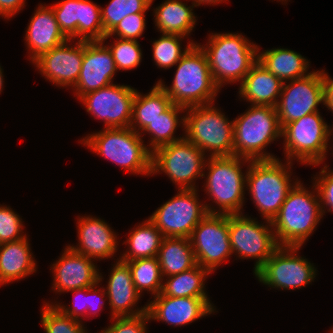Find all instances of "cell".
Masks as SVG:
<instances>
[{"mask_svg": "<svg viewBox=\"0 0 333 333\" xmlns=\"http://www.w3.org/2000/svg\"><path fill=\"white\" fill-rule=\"evenodd\" d=\"M99 270V282L106 291L108 298V308L110 311L109 320L112 317L137 316L147 312V302L141 303L142 296L137 292L132 280L129 265L120 259L111 263L107 275ZM104 275V276H103Z\"/></svg>", "mask_w": 333, "mask_h": 333, "instance_id": "cell-22", "label": "cell"}, {"mask_svg": "<svg viewBox=\"0 0 333 333\" xmlns=\"http://www.w3.org/2000/svg\"><path fill=\"white\" fill-rule=\"evenodd\" d=\"M31 14L25 30L24 44L27 60L31 63L39 55L64 43L67 38L61 32L55 14L49 4L39 3Z\"/></svg>", "mask_w": 333, "mask_h": 333, "instance_id": "cell-24", "label": "cell"}, {"mask_svg": "<svg viewBox=\"0 0 333 333\" xmlns=\"http://www.w3.org/2000/svg\"><path fill=\"white\" fill-rule=\"evenodd\" d=\"M136 89L131 85L113 83L83 95L82 104L94 120L103 122L104 128H127L132 119V103Z\"/></svg>", "mask_w": 333, "mask_h": 333, "instance_id": "cell-16", "label": "cell"}, {"mask_svg": "<svg viewBox=\"0 0 333 333\" xmlns=\"http://www.w3.org/2000/svg\"><path fill=\"white\" fill-rule=\"evenodd\" d=\"M198 45L205 52L215 84L222 90L226 85L241 83L258 61V43L243 32H210Z\"/></svg>", "mask_w": 333, "mask_h": 333, "instance_id": "cell-2", "label": "cell"}, {"mask_svg": "<svg viewBox=\"0 0 333 333\" xmlns=\"http://www.w3.org/2000/svg\"><path fill=\"white\" fill-rule=\"evenodd\" d=\"M212 273L197 264L190 270L163 278L161 294L171 297H209L206 282Z\"/></svg>", "mask_w": 333, "mask_h": 333, "instance_id": "cell-33", "label": "cell"}, {"mask_svg": "<svg viewBox=\"0 0 333 333\" xmlns=\"http://www.w3.org/2000/svg\"><path fill=\"white\" fill-rule=\"evenodd\" d=\"M302 248L280 246L253 274L254 278L268 290L296 291L312 285L319 275L318 266L301 256Z\"/></svg>", "mask_w": 333, "mask_h": 333, "instance_id": "cell-11", "label": "cell"}, {"mask_svg": "<svg viewBox=\"0 0 333 333\" xmlns=\"http://www.w3.org/2000/svg\"><path fill=\"white\" fill-rule=\"evenodd\" d=\"M197 264L212 274L233 258L228 214H207L190 237Z\"/></svg>", "mask_w": 333, "mask_h": 333, "instance_id": "cell-14", "label": "cell"}, {"mask_svg": "<svg viewBox=\"0 0 333 333\" xmlns=\"http://www.w3.org/2000/svg\"><path fill=\"white\" fill-rule=\"evenodd\" d=\"M319 107L324 109L322 69H313L310 74L304 77L283 82L276 105L281 128L307 114L319 112Z\"/></svg>", "mask_w": 333, "mask_h": 333, "instance_id": "cell-15", "label": "cell"}, {"mask_svg": "<svg viewBox=\"0 0 333 333\" xmlns=\"http://www.w3.org/2000/svg\"><path fill=\"white\" fill-rule=\"evenodd\" d=\"M210 297H171L161 293L147 300L150 321L173 327H185L218 313Z\"/></svg>", "mask_w": 333, "mask_h": 333, "instance_id": "cell-21", "label": "cell"}, {"mask_svg": "<svg viewBox=\"0 0 333 333\" xmlns=\"http://www.w3.org/2000/svg\"><path fill=\"white\" fill-rule=\"evenodd\" d=\"M295 164L281 158L250 161L246 173V194L262 219L272 222L289 191L301 179L293 172Z\"/></svg>", "mask_w": 333, "mask_h": 333, "instance_id": "cell-5", "label": "cell"}, {"mask_svg": "<svg viewBox=\"0 0 333 333\" xmlns=\"http://www.w3.org/2000/svg\"><path fill=\"white\" fill-rule=\"evenodd\" d=\"M110 323L96 333H149L148 313L137 316L112 317Z\"/></svg>", "mask_w": 333, "mask_h": 333, "instance_id": "cell-41", "label": "cell"}, {"mask_svg": "<svg viewBox=\"0 0 333 333\" xmlns=\"http://www.w3.org/2000/svg\"><path fill=\"white\" fill-rule=\"evenodd\" d=\"M311 183V186L306 185L300 179L289 191L279 213L272 220L279 246L304 247L324 220L317 188Z\"/></svg>", "mask_w": 333, "mask_h": 333, "instance_id": "cell-3", "label": "cell"}, {"mask_svg": "<svg viewBox=\"0 0 333 333\" xmlns=\"http://www.w3.org/2000/svg\"><path fill=\"white\" fill-rule=\"evenodd\" d=\"M246 213L228 214L229 240L234 260H255L253 274L280 247L272 222Z\"/></svg>", "mask_w": 333, "mask_h": 333, "instance_id": "cell-12", "label": "cell"}, {"mask_svg": "<svg viewBox=\"0 0 333 333\" xmlns=\"http://www.w3.org/2000/svg\"><path fill=\"white\" fill-rule=\"evenodd\" d=\"M118 73L109 48L102 41H84V56L76 84L70 89L79 100L83 95L114 83Z\"/></svg>", "mask_w": 333, "mask_h": 333, "instance_id": "cell-23", "label": "cell"}, {"mask_svg": "<svg viewBox=\"0 0 333 333\" xmlns=\"http://www.w3.org/2000/svg\"><path fill=\"white\" fill-rule=\"evenodd\" d=\"M79 144L131 175L151 177L152 152L132 128H101L84 135Z\"/></svg>", "mask_w": 333, "mask_h": 333, "instance_id": "cell-4", "label": "cell"}, {"mask_svg": "<svg viewBox=\"0 0 333 333\" xmlns=\"http://www.w3.org/2000/svg\"><path fill=\"white\" fill-rule=\"evenodd\" d=\"M250 161L238 156L207 158L201 190L206 194L204 202L208 214L245 213L246 173Z\"/></svg>", "mask_w": 333, "mask_h": 333, "instance_id": "cell-1", "label": "cell"}, {"mask_svg": "<svg viewBox=\"0 0 333 333\" xmlns=\"http://www.w3.org/2000/svg\"><path fill=\"white\" fill-rule=\"evenodd\" d=\"M109 38L110 43L107 41ZM102 42L111 51L117 71H133L141 65L144 56L139 41L121 39L106 34Z\"/></svg>", "mask_w": 333, "mask_h": 333, "instance_id": "cell-36", "label": "cell"}, {"mask_svg": "<svg viewBox=\"0 0 333 333\" xmlns=\"http://www.w3.org/2000/svg\"><path fill=\"white\" fill-rule=\"evenodd\" d=\"M67 293H71L73 295L72 304H65V302L58 300L53 304V306H55L64 315L70 316L86 324L85 321L87 320L88 310L87 288H81Z\"/></svg>", "mask_w": 333, "mask_h": 333, "instance_id": "cell-43", "label": "cell"}, {"mask_svg": "<svg viewBox=\"0 0 333 333\" xmlns=\"http://www.w3.org/2000/svg\"><path fill=\"white\" fill-rule=\"evenodd\" d=\"M11 206L0 204V244L25 238L24 219Z\"/></svg>", "mask_w": 333, "mask_h": 333, "instance_id": "cell-39", "label": "cell"}, {"mask_svg": "<svg viewBox=\"0 0 333 333\" xmlns=\"http://www.w3.org/2000/svg\"><path fill=\"white\" fill-rule=\"evenodd\" d=\"M157 259L163 278L190 270L197 265L190 238L164 237Z\"/></svg>", "mask_w": 333, "mask_h": 333, "instance_id": "cell-32", "label": "cell"}, {"mask_svg": "<svg viewBox=\"0 0 333 333\" xmlns=\"http://www.w3.org/2000/svg\"><path fill=\"white\" fill-rule=\"evenodd\" d=\"M84 56V40L67 39L31 62L46 82L71 89L77 82Z\"/></svg>", "mask_w": 333, "mask_h": 333, "instance_id": "cell-18", "label": "cell"}, {"mask_svg": "<svg viewBox=\"0 0 333 333\" xmlns=\"http://www.w3.org/2000/svg\"><path fill=\"white\" fill-rule=\"evenodd\" d=\"M282 86L283 82L257 61L243 81L238 84L239 88L236 96L248 105L276 107Z\"/></svg>", "mask_w": 333, "mask_h": 333, "instance_id": "cell-27", "label": "cell"}, {"mask_svg": "<svg viewBox=\"0 0 333 333\" xmlns=\"http://www.w3.org/2000/svg\"><path fill=\"white\" fill-rule=\"evenodd\" d=\"M207 158L185 138L160 146L152 152L151 177L163 174L176 189H199L198 181L203 179Z\"/></svg>", "mask_w": 333, "mask_h": 333, "instance_id": "cell-10", "label": "cell"}, {"mask_svg": "<svg viewBox=\"0 0 333 333\" xmlns=\"http://www.w3.org/2000/svg\"><path fill=\"white\" fill-rule=\"evenodd\" d=\"M192 3H194L197 8L199 6H217V5H220L222 3H225L227 4L229 2V0H190Z\"/></svg>", "mask_w": 333, "mask_h": 333, "instance_id": "cell-47", "label": "cell"}, {"mask_svg": "<svg viewBox=\"0 0 333 333\" xmlns=\"http://www.w3.org/2000/svg\"><path fill=\"white\" fill-rule=\"evenodd\" d=\"M318 166L321 169L311 176L310 181L317 188L324 217L328 212L333 214V169L325 162L313 165L314 168Z\"/></svg>", "mask_w": 333, "mask_h": 333, "instance_id": "cell-40", "label": "cell"}, {"mask_svg": "<svg viewBox=\"0 0 333 333\" xmlns=\"http://www.w3.org/2000/svg\"><path fill=\"white\" fill-rule=\"evenodd\" d=\"M216 102L185 109L184 138L207 157L233 156L234 129L223 108Z\"/></svg>", "mask_w": 333, "mask_h": 333, "instance_id": "cell-8", "label": "cell"}, {"mask_svg": "<svg viewBox=\"0 0 333 333\" xmlns=\"http://www.w3.org/2000/svg\"><path fill=\"white\" fill-rule=\"evenodd\" d=\"M269 1H271V0H269ZM272 1H276V2H280L281 4H283V5H285L286 6V4H288L289 2H291L290 0H272Z\"/></svg>", "mask_w": 333, "mask_h": 333, "instance_id": "cell-50", "label": "cell"}, {"mask_svg": "<svg viewBox=\"0 0 333 333\" xmlns=\"http://www.w3.org/2000/svg\"><path fill=\"white\" fill-rule=\"evenodd\" d=\"M185 107L172 104L164 113L151 122L139 135H148L145 142L147 148L153 152L156 148L184 139ZM181 128V135H177Z\"/></svg>", "mask_w": 333, "mask_h": 333, "instance_id": "cell-30", "label": "cell"}, {"mask_svg": "<svg viewBox=\"0 0 333 333\" xmlns=\"http://www.w3.org/2000/svg\"><path fill=\"white\" fill-rule=\"evenodd\" d=\"M326 121L319 111L285 124L281 130L283 160L310 167L324 163L331 154L330 123Z\"/></svg>", "mask_w": 333, "mask_h": 333, "instance_id": "cell-9", "label": "cell"}, {"mask_svg": "<svg viewBox=\"0 0 333 333\" xmlns=\"http://www.w3.org/2000/svg\"><path fill=\"white\" fill-rule=\"evenodd\" d=\"M173 68L176 70L169 86L162 78L155 81L173 104L187 108L218 101L221 89L215 84L207 56L198 44H194Z\"/></svg>", "mask_w": 333, "mask_h": 333, "instance_id": "cell-6", "label": "cell"}, {"mask_svg": "<svg viewBox=\"0 0 333 333\" xmlns=\"http://www.w3.org/2000/svg\"><path fill=\"white\" fill-rule=\"evenodd\" d=\"M54 262L49 265L50 273L52 272L51 291L54 292V299L42 300L45 304L53 305L58 301V297L64 293L88 288L99 282L100 265L97 261L86 257L85 255L76 253L67 245L61 251ZM57 299V300H56Z\"/></svg>", "mask_w": 333, "mask_h": 333, "instance_id": "cell-19", "label": "cell"}, {"mask_svg": "<svg viewBox=\"0 0 333 333\" xmlns=\"http://www.w3.org/2000/svg\"><path fill=\"white\" fill-rule=\"evenodd\" d=\"M29 236L28 234L20 240L0 244V288L37 273L39 265Z\"/></svg>", "mask_w": 333, "mask_h": 333, "instance_id": "cell-26", "label": "cell"}, {"mask_svg": "<svg viewBox=\"0 0 333 333\" xmlns=\"http://www.w3.org/2000/svg\"><path fill=\"white\" fill-rule=\"evenodd\" d=\"M322 79L324 83V108L333 114V77L322 68Z\"/></svg>", "mask_w": 333, "mask_h": 333, "instance_id": "cell-46", "label": "cell"}, {"mask_svg": "<svg viewBox=\"0 0 333 333\" xmlns=\"http://www.w3.org/2000/svg\"><path fill=\"white\" fill-rule=\"evenodd\" d=\"M88 297V310L87 319L92 320L101 315V312L105 310L108 303L106 291L102 284L98 282L96 285L87 288Z\"/></svg>", "mask_w": 333, "mask_h": 333, "instance_id": "cell-44", "label": "cell"}, {"mask_svg": "<svg viewBox=\"0 0 333 333\" xmlns=\"http://www.w3.org/2000/svg\"><path fill=\"white\" fill-rule=\"evenodd\" d=\"M258 62L282 82L291 81L310 74L311 61L304 55L285 47L262 50L258 45Z\"/></svg>", "mask_w": 333, "mask_h": 333, "instance_id": "cell-28", "label": "cell"}, {"mask_svg": "<svg viewBox=\"0 0 333 333\" xmlns=\"http://www.w3.org/2000/svg\"><path fill=\"white\" fill-rule=\"evenodd\" d=\"M148 91L144 94L136 88L132 103L130 128L138 134L173 104L170 97L158 83H154Z\"/></svg>", "mask_w": 333, "mask_h": 333, "instance_id": "cell-31", "label": "cell"}, {"mask_svg": "<svg viewBox=\"0 0 333 333\" xmlns=\"http://www.w3.org/2000/svg\"><path fill=\"white\" fill-rule=\"evenodd\" d=\"M100 8L104 33L109 34L126 16L149 12L151 0H110Z\"/></svg>", "mask_w": 333, "mask_h": 333, "instance_id": "cell-37", "label": "cell"}, {"mask_svg": "<svg viewBox=\"0 0 333 333\" xmlns=\"http://www.w3.org/2000/svg\"><path fill=\"white\" fill-rule=\"evenodd\" d=\"M332 141V142H331ZM333 124L330 125V148H331V153L333 156Z\"/></svg>", "mask_w": 333, "mask_h": 333, "instance_id": "cell-49", "label": "cell"}, {"mask_svg": "<svg viewBox=\"0 0 333 333\" xmlns=\"http://www.w3.org/2000/svg\"><path fill=\"white\" fill-rule=\"evenodd\" d=\"M233 156L251 161L279 159L268 147L281 140V130L276 107L249 105L233 118Z\"/></svg>", "mask_w": 333, "mask_h": 333, "instance_id": "cell-7", "label": "cell"}, {"mask_svg": "<svg viewBox=\"0 0 333 333\" xmlns=\"http://www.w3.org/2000/svg\"><path fill=\"white\" fill-rule=\"evenodd\" d=\"M148 219L164 237L190 238L196 225L208 214L199 189H177ZM201 198V199H200Z\"/></svg>", "mask_w": 333, "mask_h": 333, "instance_id": "cell-13", "label": "cell"}, {"mask_svg": "<svg viewBox=\"0 0 333 333\" xmlns=\"http://www.w3.org/2000/svg\"><path fill=\"white\" fill-rule=\"evenodd\" d=\"M155 0H151L152 19L154 29L162 34H177L189 38L194 44L198 42L192 37V32L198 22L195 12L197 6L190 0H163L153 7ZM188 2L191 4L188 5ZM153 8V9H152Z\"/></svg>", "mask_w": 333, "mask_h": 333, "instance_id": "cell-25", "label": "cell"}, {"mask_svg": "<svg viewBox=\"0 0 333 333\" xmlns=\"http://www.w3.org/2000/svg\"><path fill=\"white\" fill-rule=\"evenodd\" d=\"M4 85H5L4 69L0 63V95L3 93V90L5 89Z\"/></svg>", "mask_w": 333, "mask_h": 333, "instance_id": "cell-48", "label": "cell"}, {"mask_svg": "<svg viewBox=\"0 0 333 333\" xmlns=\"http://www.w3.org/2000/svg\"><path fill=\"white\" fill-rule=\"evenodd\" d=\"M147 13L131 14L123 18L120 23L108 34L121 39L137 40L143 37L147 28Z\"/></svg>", "mask_w": 333, "mask_h": 333, "instance_id": "cell-42", "label": "cell"}, {"mask_svg": "<svg viewBox=\"0 0 333 333\" xmlns=\"http://www.w3.org/2000/svg\"><path fill=\"white\" fill-rule=\"evenodd\" d=\"M125 262L129 265L135 288L142 297L144 293H149L150 298L160 294L163 276L157 257Z\"/></svg>", "mask_w": 333, "mask_h": 333, "instance_id": "cell-35", "label": "cell"}, {"mask_svg": "<svg viewBox=\"0 0 333 333\" xmlns=\"http://www.w3.org/2000/svg\"><path fill=\"white\" fill-rule=\"evenodd\" d=\"M49 5L67 39L102 41L106 36L100 4L92 0H60Z\"/></svg>", "mask_w": 333, "mask_h": 333, "instance_id": "cell-17", "label": "cell"}, {"mask_svg": "<svg viewBox=\"0 0 333 333\" xmlns=\"http://www.w3.org/2000/svg\"><path fill=\"white\" fill-rule=\"evenodd\" d=\"M126 235V239L121 245L127 246V248L119 250V259L122 261L157 257L164 239L162 232L148 217L138 222L133 228L130 227Z\"/></svg>", "mask_w": 333, "mask_h": 333, "instance_id": "cell-29", "label": "cell"}, {"mask_svg": "<svg viewBox=\"0 0 333 333\" xmlns=\"http://www.w3.org/2000/svg\"><path fill=\"white\" fill-rule=\"evenodd\" d=\"M39 323L44 333H91L86 324L64 315L51 304L42 303Z\"/></svg>", "mask_w": 333, "mask_h": 333, "instance_id": "cell-38", "label": "cell"}, {"mask_svg": "<svg viewBox=\"0 0 333 333\" xmlns=\"http://www.w3.org/2000/svg\"><path fill=\"white\" fill-rule=\"evenodd\" d=\"M150 42L152 43V61L161 70H170L174 67L194 45L189 38L177 34L160 33V37Z\"/></svg>", "mask_w": 333, "mask_h": 333, "instance_id": "cell-34", "label": "cell"}, {"mask_svg": "<svg viewBox=\"0 0 333 333\" xmlns=\"http://www.w3.org/2000/svg\"><path fill=\"white\" fill-rule=\"evenodd\" d=\"M27 0H0V17L8 22L15 18L18 13L24 11L27 6Z\"/></svg>", "mask_w": 333, "mask_h": 333, "instance_id": "cell-45", "label": "cell"}, {"mask_svg": "<svg viewBox=\"0 0 333 333\" xmlns=\"http://www.w3.org/2000/svg\"><path fill=\"white\" fill-rule=\"evenodd\" d=\"M330 330L327 333H333V325L329 328Z\"/></svg>", "mask_w": 333, "mask_h": 333, "instance_id": "cell-51", "label": "cell"}, {"mask_svg": "<svg viewBox=\"0 0 333 333\" xmlns=\"http://www.w3.org/2000/svg\"><path fill=\"white\" fill-rule=\"evenodd\" d=\"M74 219H76L78 242L66 244L70 249L97 262L119 259L118 250L122 240H119L118 232L110 226V223L104 218L86 213L78 214Z\"/></svg>", "mask_w": 333, "mask_h": 333, "instance_id": "cell-20", "label": "cell"}]
</instances>
